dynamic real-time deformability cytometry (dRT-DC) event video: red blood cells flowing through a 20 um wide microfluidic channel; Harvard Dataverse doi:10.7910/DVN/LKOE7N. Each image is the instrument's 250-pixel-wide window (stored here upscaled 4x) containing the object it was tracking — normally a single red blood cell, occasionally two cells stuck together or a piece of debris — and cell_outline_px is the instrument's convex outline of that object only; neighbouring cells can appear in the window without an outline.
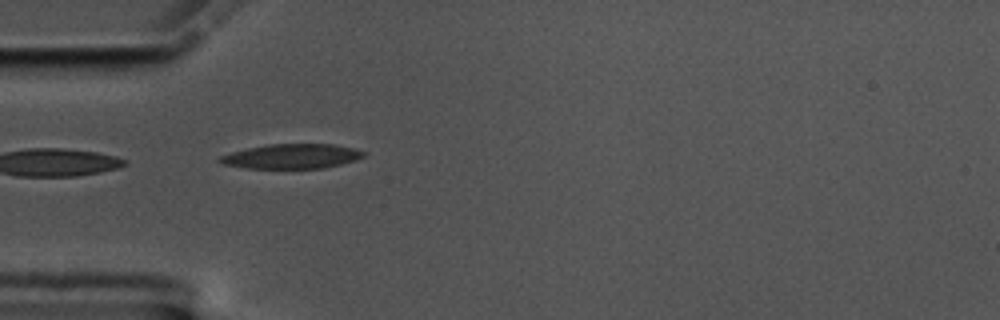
{"species": "common noctule bat (a hibernating species)", "species_latin": "Nyctalus noctula", "temperature_condition": "cold", "stored_images_in_passage": 37, "camera_frame_rate_fps": 3000, "um_per_image_px": 0.085, "animal": {"sex": "male", "body_mass_g": 17.5, "forearm_length_mm": 52.3}, "frame": {"image": 1, "passage_image": 1, "time_ms": 0.0, "image_size_px": [1000, 320], "cell_outline_px": [[364, 156], [356, 160], [324, 168], [248, 168], [224, 164], [216, 160], [220, 156], [232, 152], [248, 148], [272, 144], [332, 144], [352, 148], [364, 152]], "centroid_in_image_um": [24.79, 13.29], "position_along_channel_um": 60.2, "area_um2": 20.35}}
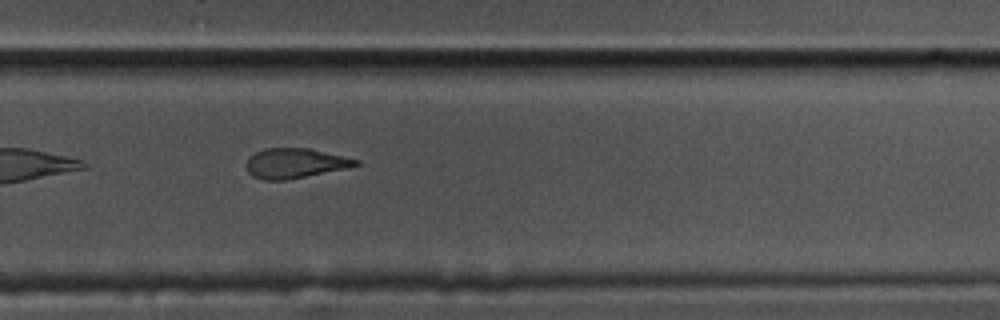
{"frame": {"image": 2, "passage_image": 22, "time_ms": 7.0, "image_size_px": [1000, 320], "cell_outline_px": [[360, 164], [344, 168], [288, 180], [264, 180], [252, 176], [244, 168], [244, 164], [248, 156], [264, 148], [308, 148], [344, 156], [360, 160]], "centroid_in_image_um": [24.99, 13.87], "position_along_channel_um": 304.8, "area_um2": 19.13}, "authors_computed_cell_mechanics": {"area_um2": 20.519, "velocity_mm_per_s": 3.5304, "shape_relaxation_time_tau1_ms": null, "shape_relaxation_time_tau2_ms": 4.3089, "deformation_change_tau1": null, "deformation_change_tau2": 0.1338}}